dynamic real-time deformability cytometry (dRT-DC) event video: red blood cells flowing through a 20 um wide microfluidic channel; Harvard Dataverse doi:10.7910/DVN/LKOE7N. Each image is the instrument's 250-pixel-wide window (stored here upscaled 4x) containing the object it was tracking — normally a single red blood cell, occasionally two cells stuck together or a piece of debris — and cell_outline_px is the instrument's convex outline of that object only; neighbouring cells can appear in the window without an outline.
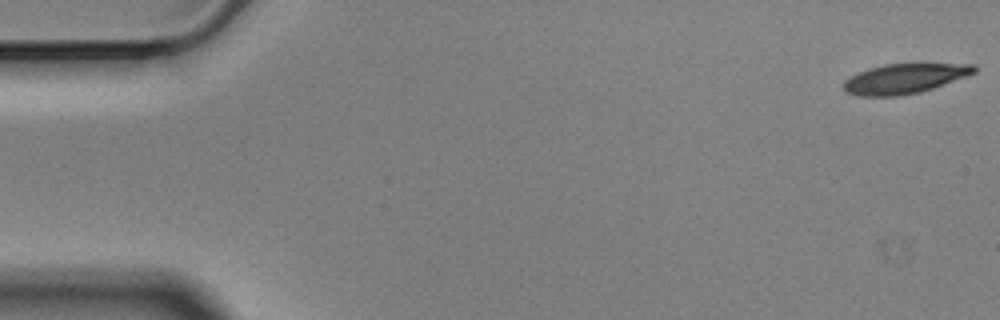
{"species": "Egyptian fruit bat (a non-hibernating species)", "species_latin": "Rousettus aegyptiacus", "temperature_condition": "cold", "stored_images_in_passage": 21, "camera_frame_rate_fps": 3000, "um_per_image_px": 0.085, "animal": {"sex": "male"}, "frame": {"image": 1, "passage_image": 1, "time_ms": 0.0, "image_size_px": [1000, 320], "cell_outline_px": [[976, 72], [932, 88], [920, 92], [900, 96], [856, 96], [844, 92], [844, 80], [868, 68], [884, 64], [916, 60], [920, 60], [976, 64]], "centroid_in_image_um": [76.95, 6.61], "position_along_channel_um": 8.1, "area_um2": 23.87}}
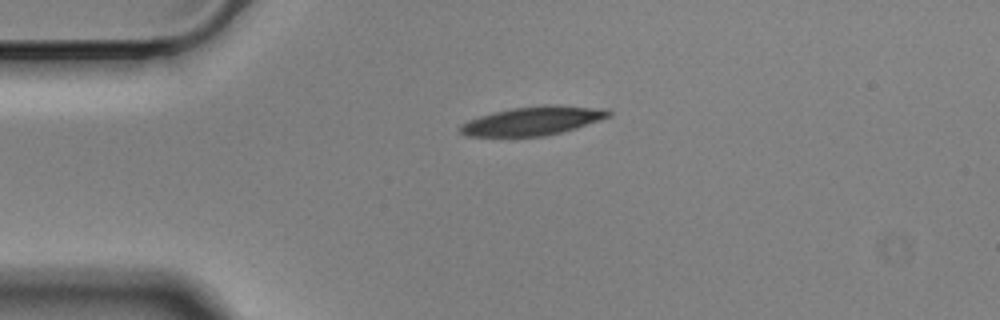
{"frame": {"image": 2, "passage_image": 13, "time_ms": 4.0, "image_size_px": [1000, 320], "cell_outline_px": [[612, 116], [576, 128], [544, 136], [464, 136], [456, 128], [460, 124], [468, 120], [480, 116], [512, 108], [544, 104], [556, 104], [608, 108], [612, 112]], "centroid_in_image_um": [45.32, 10.25], "position_along_channel_um": 39.7, "area_um2": 25.14}}
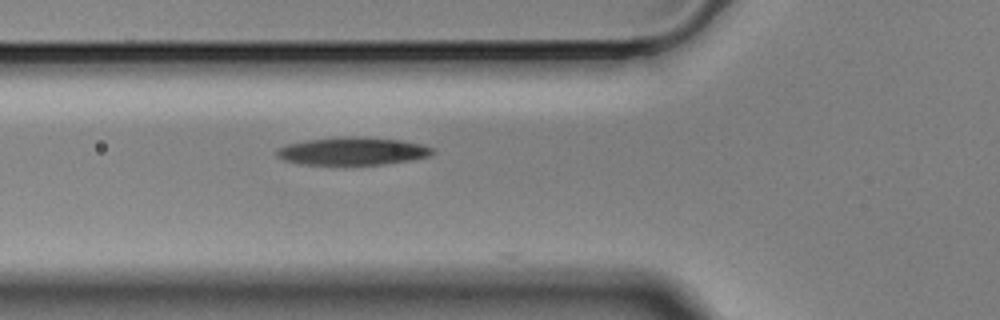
{"frame": {"image": 3, "passage_image": 20, "time_ms": 6.333, "image_size_px": [1000, 320], "cell_outline_px": [[436, 152], [432, 156], [412, 160], [380, 164], [300, 164], [284, 160], [276, 156], [276, 152], [280, 148], [288, 144], [308, 140], [348, 136], [352, 136], [400, 140], [420, 144], [436, 148]], "centroid_in_image_um": [30.04, 12.85], "position_along_channel_um": 95.8, "area_um2": 25.03}}